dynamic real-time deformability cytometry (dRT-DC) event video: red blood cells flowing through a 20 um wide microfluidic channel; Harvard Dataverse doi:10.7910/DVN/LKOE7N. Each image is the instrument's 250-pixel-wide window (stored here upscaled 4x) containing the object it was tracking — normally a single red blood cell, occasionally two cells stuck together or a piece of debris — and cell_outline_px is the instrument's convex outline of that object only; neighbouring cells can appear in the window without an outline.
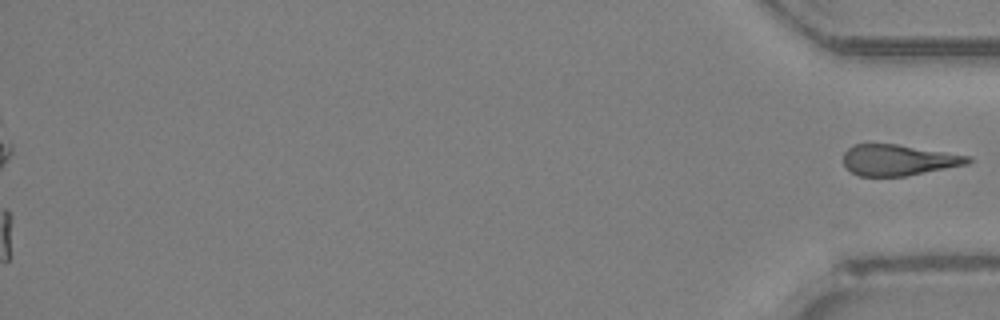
{"species": "Egyptian fruit bat (a non-hibernating species)", "species_latin": "Rousettus aegyptiacus", "temperature_condition": "room temperature", "stored_images_in_passage": 40, "camera_frame_rate_fps": 3000, "um_per_image_px": 0.085, "animal": {"sex": "female"}, "frame": {"image": 1, "passage_image": 40, "time_ms": 13.0, "image_size_px": [1000, 320], "cell_outline_px": [[972, 160], [968, 164], [904, 176], [860, 176], [852, 172], [844, 164], [844, 152], [852, 144], [896, 144], [972, 156]], "centroid_in_image_um": [76.37, 13.59], "position_along_channel_um": 358.8, "area_um2": 22.31}}